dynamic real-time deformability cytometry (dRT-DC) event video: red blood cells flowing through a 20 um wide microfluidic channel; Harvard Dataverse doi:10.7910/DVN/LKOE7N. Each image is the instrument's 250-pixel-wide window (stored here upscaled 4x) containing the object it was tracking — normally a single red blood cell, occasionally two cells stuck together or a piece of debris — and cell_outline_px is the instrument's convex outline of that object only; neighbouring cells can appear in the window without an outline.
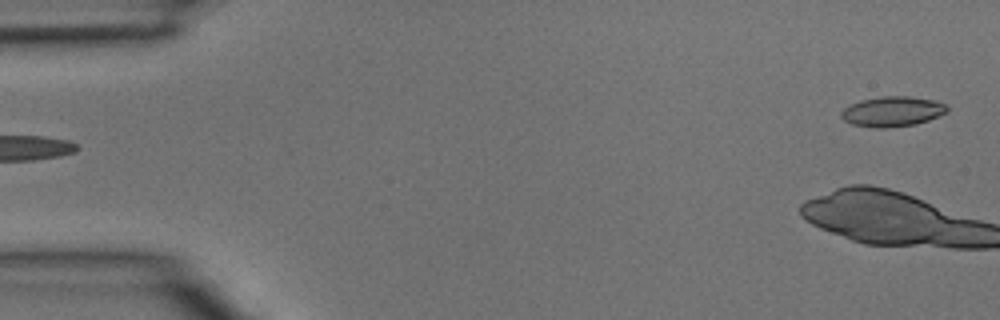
{"species": "common noctule bat (a hibernating species)", "species_latin": "Nyctalus noctula", "temperature_condition": "room temperature", "stored_images_in_passage": 4, "segment_of_instrument_passage": [2, 2], "camera_frame_rate_fps": 3000, "um_per_image_px": 0.085, "animal": {"sex": "male", "body_mass_g": 15.6}, "frame": {"image": 1, "passage_image": 4, "time_ms": 1.0, "image_size_px": [1000, 320], "cell_outline_px": [[948, 112], [928, 120], [916, 124], [884, 128], [876, 128], [852, 124], [844, 120], [840, 116], [840, 112], [844, 108], [860, 100], [880, 96], [908, 96], [932, 100], [944, 104], [948, 108]], "centroid_in_image_um": [75.83, 9.48], "position_along_channel_um": 9.2, "area_um2": 18.5}}